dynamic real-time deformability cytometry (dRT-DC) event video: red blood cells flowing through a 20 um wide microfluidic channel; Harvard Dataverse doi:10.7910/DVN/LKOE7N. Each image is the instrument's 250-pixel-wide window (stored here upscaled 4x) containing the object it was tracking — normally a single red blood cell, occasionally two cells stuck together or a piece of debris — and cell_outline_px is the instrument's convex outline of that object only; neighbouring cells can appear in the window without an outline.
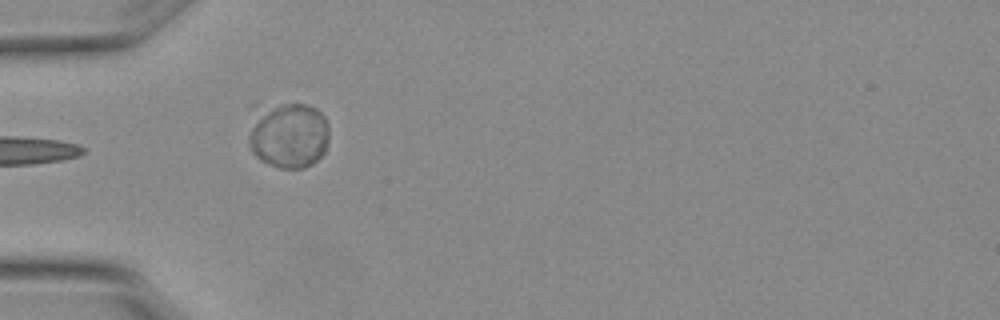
{"species": "Egyptian fruit bat (a non-hibernating species)", "species_latin": "Rousettus aegyptiacus", "temperature_condition": "warm", "stored_images_in_passage": 8, "camera_frame_rate_fps": 3000, "um_per_image_px": 0.085, "animal": {"sex": "female"}, "frame": {"image": 1, "passage_image": 3, "time_ms": 0.667, "image_size_px": [1000, 320], "cell_outline_px": [[328, 140], [324, 152], [312, 164], [304, 168], [280, 168], [260, 160], [252, 152], [248, 140], [248, 136], [260, 112], [280, 104], [308, 104], [316, 108], [324, 116], [328, 124]], "centroid_in_image_um": [24.6, 11.54], "position_along_channel_um": 60.4, "area_um2": 30.11}}
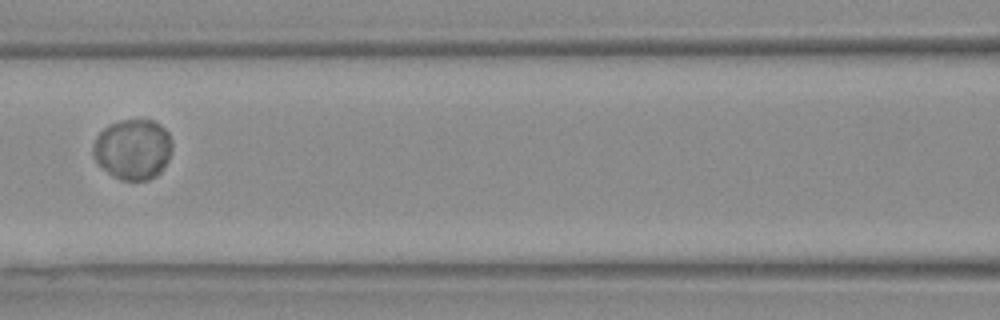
{"frame": {"image": 2, "passage_image": 5, "time_ms": 1.333, "image_size_px": [1000, 320], "cell_outline_px": [[172, 148], [168, 160], [160, 172], [156, 176], [148, 180], [120, 180], [112, 176], [96, 160], [92, 152], [92, 144], [96, 136], [108, 124], [120, 120], [152, 120], [160, 124], [168, 132], [172, 144]], "centroid_in_image_um": [11.29, 12.68], "position_along_channel_um": 155.3, "area_um2": 27.92}}
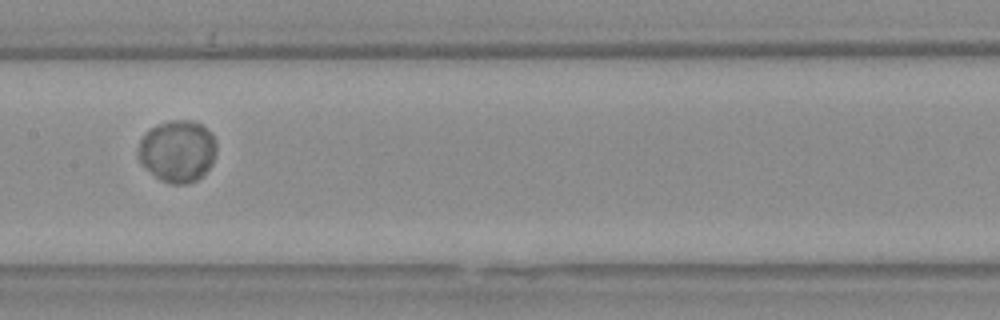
{"frame": {"image": 3, "passage_image": 6, "time_ms": 1.667, "image_size_px": [1000, 320], "cell_outline_px": [[216, 152], [212, 164], [196, 180], [188, 184], [172, 184], [160, 180], [140, 160], [136, 152], [140, 140], [144, 132], [168, 120], [192, 120], [200, 124], [212, 136], [216, 144]], "centroid_in_image_um": [15.07, 12.84], "position_along_channel_um": 192.3, "area_um2": 27.92}}